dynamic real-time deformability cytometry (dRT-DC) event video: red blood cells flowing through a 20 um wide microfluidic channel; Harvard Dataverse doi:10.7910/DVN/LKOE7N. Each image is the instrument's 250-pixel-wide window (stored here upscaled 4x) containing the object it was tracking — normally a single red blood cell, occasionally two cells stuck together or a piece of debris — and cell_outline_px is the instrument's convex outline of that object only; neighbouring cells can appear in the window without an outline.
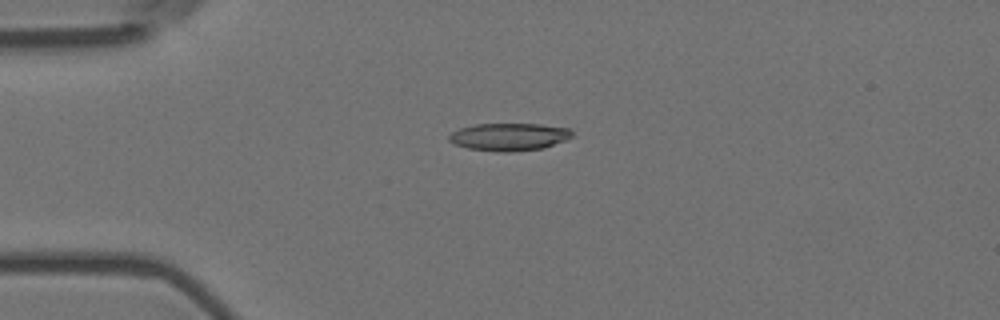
{"species": "Egyptian fruit bat (a non-hibernating species)", "species_latin": "Rousettus aegyptiacus", "temperature_condition": "room temperature", "stored_images_in_passage": 5, "camera_frame_rate_fps": 3000, "um_per_image_px": 0.085, "animal": {"sex": "female"}, "frame": {"image": 1, "passage_image": 4, "time_ms": 1.0, "image_size_px": [1000, 320], "cell_outline_px": [[572, 136], [564, 140], [544, 148], [512, 152], [496, 152], [468, 148], [452, 144], [448, 140], [448, 136], [452, 132], [460, 128], [476, 124], [540, 124], [568, 128], [572, 132]], "centroid_in_image_um": [43.23, 11.64], "position_along_channel_um": 41.8, "area_um2": 19.83}}